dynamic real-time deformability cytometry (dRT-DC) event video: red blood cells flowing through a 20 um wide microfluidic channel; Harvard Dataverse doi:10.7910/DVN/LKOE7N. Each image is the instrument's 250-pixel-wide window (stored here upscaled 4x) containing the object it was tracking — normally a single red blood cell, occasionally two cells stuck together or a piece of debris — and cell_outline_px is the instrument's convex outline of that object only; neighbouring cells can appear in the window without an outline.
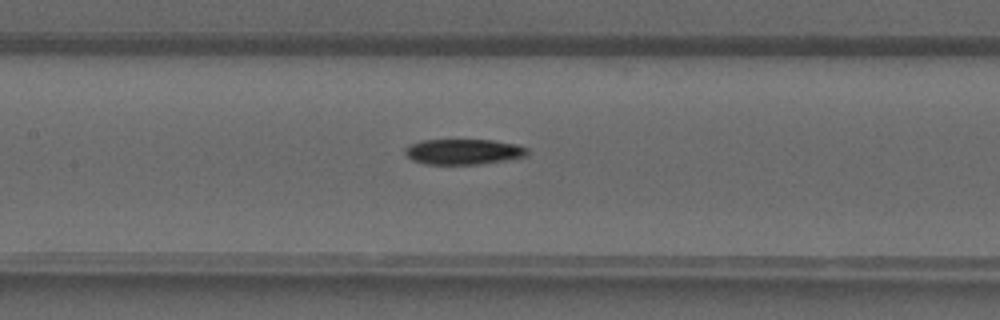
{"species": "common noctule bat (a hibernating species)", "species_latin": "Nyctalus noctula", "temperature_condition": "warm", "stored_images_in_passage": 32, "camera_frame_rate_fps": 3000, "um_per_image_px": 0.085, "animal": {"sex": "male", "forearm_length_mm": 52.5}, "frame": {"image": 1, "passage_image": 11, "time_ms": 3.333, "image_size_px": [1000, 320], "cell_outline_px": [[528, 156], [480, 164], [424, 164], [412, 160], [404, 152], [404, 148], [408, 144], [424, 140], [492, 140], [516, 144], [528, 148]], "centroid_in_image_um": [39.38, 12.89], "position_along_channel_um": 168.0, "area_um2": 18.21}}
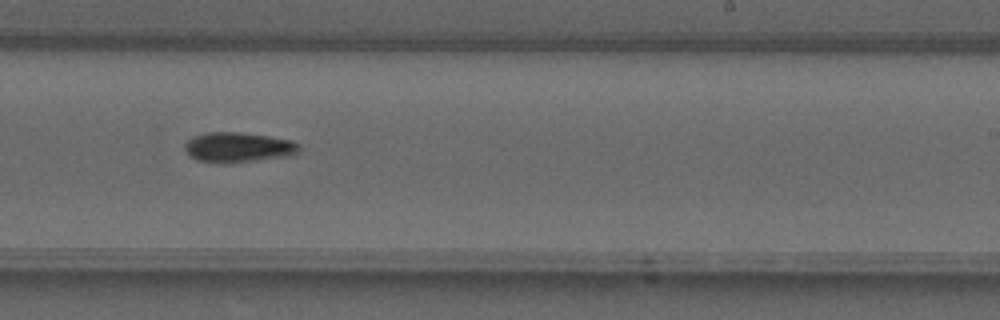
{"frame": {"image": 2, "passage_image": 17, "time_ms": 5.333, "image_size_px": [1000, 320], "cell_outline_px": [[300, 152], [288, 156], [224, 164], [220, 164], [196, 160], [184, 148], [184, 144], [188, 140], [196, 136], [208, 132], [240, 132], [268, 136], [292, 140], [300, 144]], "centroid_in_image_um": [20.27, 12.53], "position_along_channel_um": 268.7, "area_um2": 20.06}}
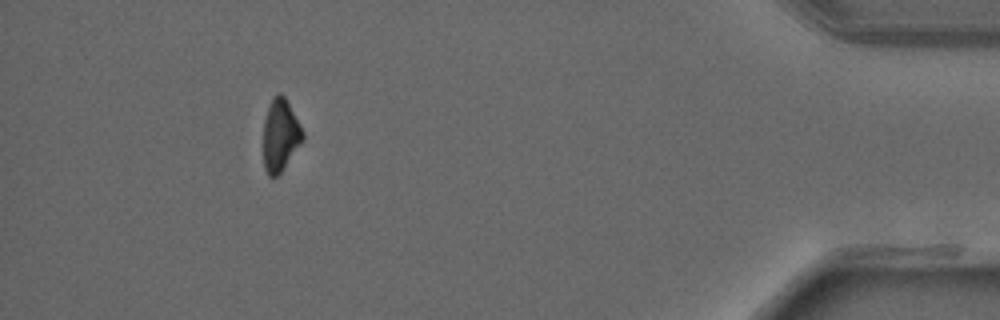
{"frame": {"image": 3, "passage_image": 29, "time_ms": 9.333, "image_size_px": [1000, 320], "cell_outline_px": [[304, 140], [280, 172], [276, 176], [268, 176], [264, 168], [264, 120], [272, 96], [276, 92], [280, 92], [284, 96], [304, 132]], "centroid_in_image_um": [23.83, 11.47], "position_along_channel_um": 411.4, "area_um2": 16.42}}